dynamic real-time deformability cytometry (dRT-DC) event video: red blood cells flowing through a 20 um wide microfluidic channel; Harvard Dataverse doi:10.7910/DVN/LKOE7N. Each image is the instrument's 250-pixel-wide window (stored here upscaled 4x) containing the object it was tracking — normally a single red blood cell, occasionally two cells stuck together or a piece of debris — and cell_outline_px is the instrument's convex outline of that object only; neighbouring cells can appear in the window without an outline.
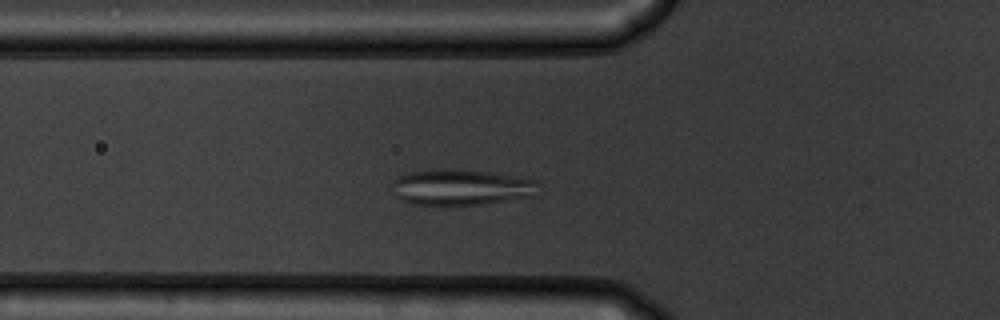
{"species": "common noctule bat (a hibernating species)", "species_latin": "Nyctalus noctula", "temperature_condition": "warm", "stored_images_in_passage": 49, "camera_frame_rate_fps": 3000, "um_per_image_px": 0.085, "animal": {"sex": "male", "body_mass_g": 19.5, "forearm_length_mm": 54.6}, "frame": {"image": 1, "passage_image": 14, "time_ms": 4.333, "image_size_px": [1000, 320], "cell_outline_px": [[540, 196], [484, 204], [452, 208], [436, 208], [412, 204], [400, 200], [396, 196], [392, 180], [396, 176], [408, 172], [444, 168], [492, 172], [520, 176], [536, 180]], "centroid_in_image_um": [39.21, 15.97], "position_along_channel_um": 86.6, "area_um2": 32.37}}
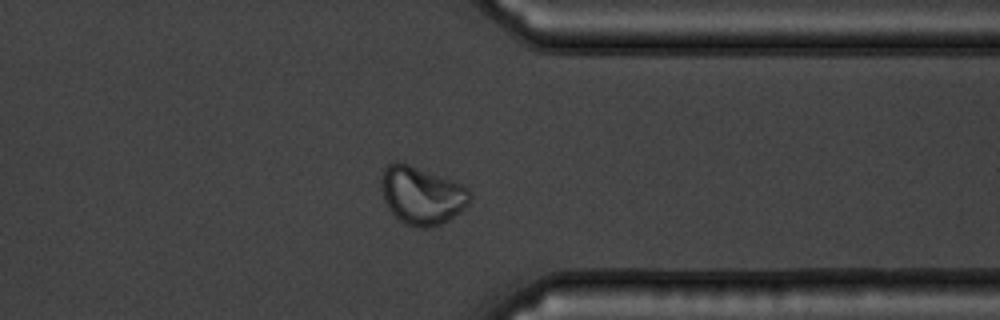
{"frame": {"image": 2, "passage_image": 38, "time_ms": 12.333, "image_size_px": [1000, 320], "cell_outline_px": [[472, 196], [468, 204], [460, 212], [448, 220], [440, 224], [428, 228], [416, 228], [404, 224], [388, 208], [384, 200], [380, 184], [380, 180], [384, 168], [388, 164], [396, 160], [408, 164], [452, 180], [468, 188], [472, 192]], "centroid_in_image_um": [35.84, 16.61], "position_along_channel_um": 375.6, "area_um2": 30.06}}
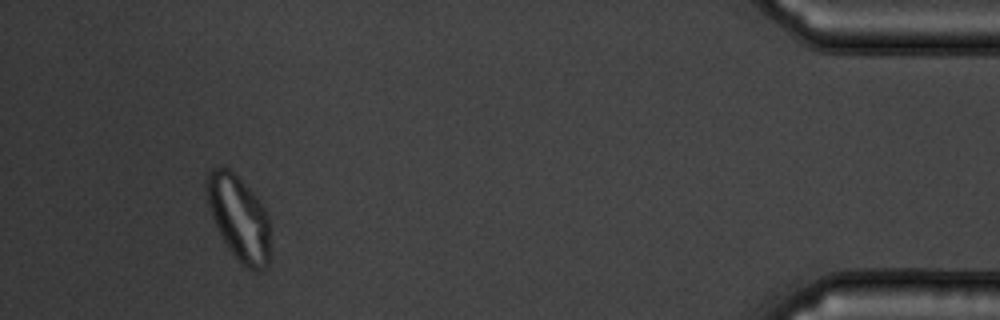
{"frame": {"image": 3, "passage_image": 46, "time_ms": 15.0, "image_size_px": [1000, 320], "cell_outline_px": [[268, 264], [260, 272], [252, 272], [244, 268], [240, 264], [228, 248], [216, 228], [204, 192], [204, 176], [212, 168], [228, 168], [260, 200], [268, 216]], "centroid_in_image_um": [20.26, 18.54], "position_along_channel_um": 414.9, "area_um2": 31.62}, "authors_computed_cell_mechanics": {"area_um2": 29.9982, "velocity_mm_per_s": 3.6491, "shape_relaxation_time_tau1_ms": 4.9374, "shape_relaxation_time_tau2_ms": null, "deformation_change_tau1": 0.1435, "deformation_change_tau2": null}}